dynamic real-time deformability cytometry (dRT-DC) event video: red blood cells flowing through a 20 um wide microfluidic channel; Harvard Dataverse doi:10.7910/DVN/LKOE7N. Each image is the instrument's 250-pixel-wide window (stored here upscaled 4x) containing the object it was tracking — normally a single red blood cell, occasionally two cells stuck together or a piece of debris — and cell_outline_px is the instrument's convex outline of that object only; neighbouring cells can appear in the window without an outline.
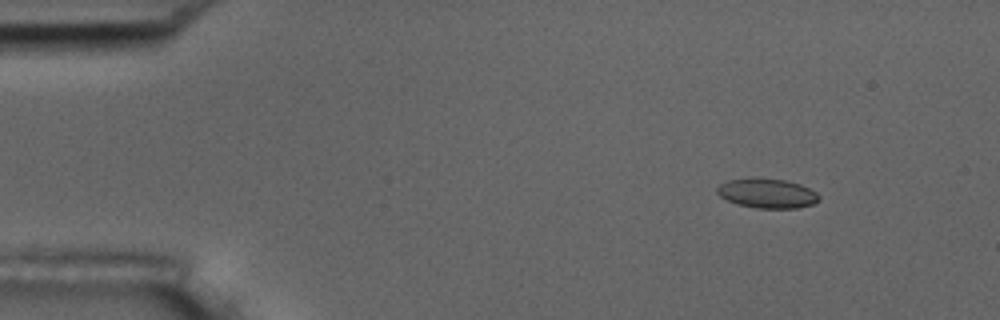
{"species": "common noctule bat (a hibernating species)", "species_latin": "Nyctalus noctula", "temperature_condition": "room temperature", "stored_images_in_passage": 5, "camera_frame_rate_fps": 3000, "um_per_image_px": 0.085, "animal": {"sex": "male", "body_mass_g": 17.5, "forearm_length_mm": 52.3}, "frame": {"image": 1, "passage_image": 2, "time_ms": 1.333, "image_size_px": [1000, 320], "cell_outline_px": [[820, 200], [812, 204], [796, 208], [756, 208], [740, 204], [728, 200], [720, 196], [716, 192], [716, 188], [720, 184], [728, 180], [760, 176], [784, 180], [800, 184], [816, 192], [820, 196]], "centroid_in_image_um": [65.2, 16.41], "position_along_channel_um": 19.8, "area_um2": 17.69}}
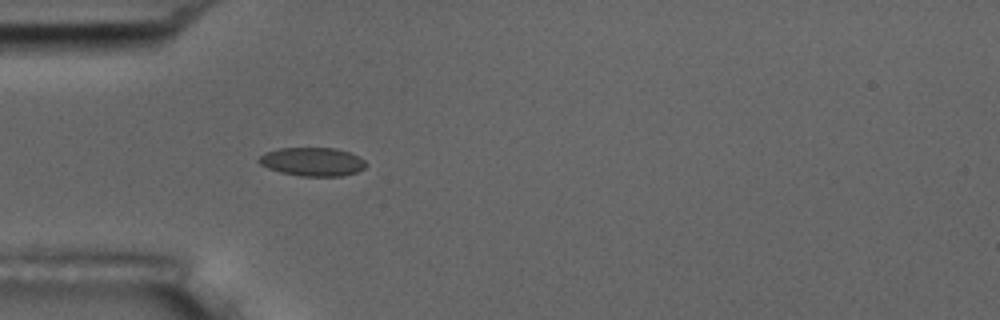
{"frame": {"image": 2, "passage_image": 5, "time_ms": 4.667, "image_size_px": [1000, 320], "cell_outline_px": [[368, 164], [364, 168], [356, 172], [340, 176], [300, 176], [280, 172], [268, 168], [260, 164], [256, 160], [264, 152], [280, 148], [336, 148], [348, 152], [364, 160]], "centroid_in_image_um": [26.52, 13.74], "position_along_channel_um": 58.5, "area_um2": 17.8}}